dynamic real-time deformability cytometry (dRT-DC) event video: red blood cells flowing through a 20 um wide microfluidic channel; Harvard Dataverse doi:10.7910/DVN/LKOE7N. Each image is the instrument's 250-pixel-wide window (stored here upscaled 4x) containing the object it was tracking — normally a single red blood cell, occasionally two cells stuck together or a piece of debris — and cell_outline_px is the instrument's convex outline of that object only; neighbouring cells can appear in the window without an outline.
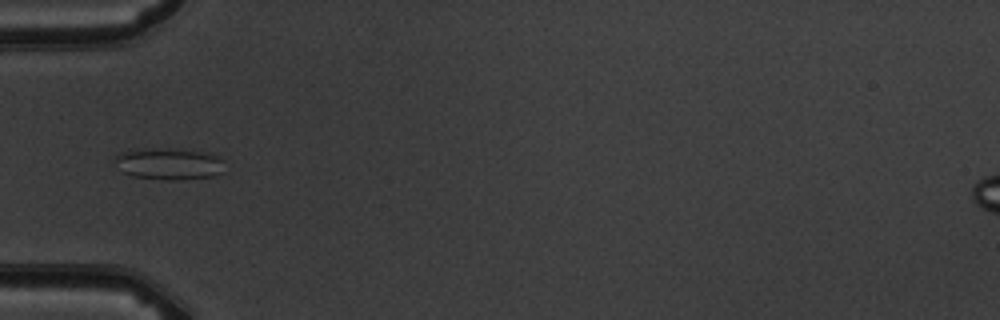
{"species": "common noctule bat (a hibernating species)", "species_latin": "Nyctalus noctula", "temperature_condition": "warm", "stored_images_in_passage": 6, "camera_frame_rate_fps": 3000, "um_per_image_px": 0.085, "animal": {"sex": "male", "body_mass_g": 19.5, "forearm_length_mm": 54.6}, "frame": {"image": 1, "passage_image": 5, "time_ms": 4.667, "image_size_px": [1000, 320], "cell_outline_px": [[224, 172], [212, 176], [184, 180], [164, 180], [132, 176], [124, 172], [112, 160], [112, 156], [124, 152], [144, 148], [152, 148], [212, 152], [224, 160]], "centroid_in_image_um": [14.4, 13.93], "position_along_channel_um": 70.6, "area_um2": 20.58}}
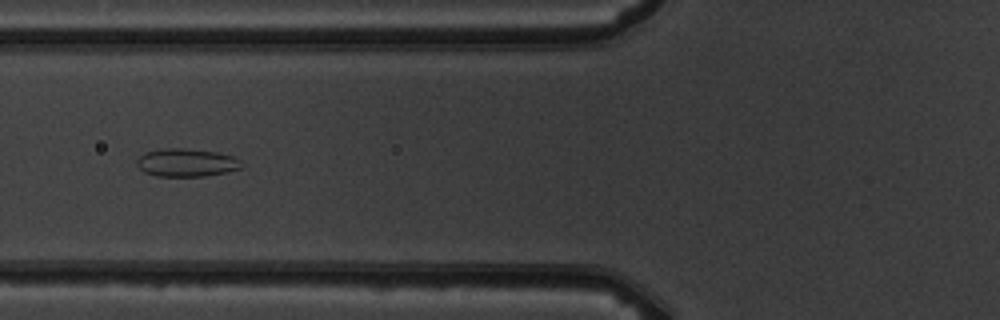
{"frame": {"image": 2, "passage_image": 6, "time_ms": 5.667, "image_size_px": [1000, 320], "cell_outline_px": [[244, 168], [228, 172], [204, 176], [156, 176], [144, 172], [136, 164], [136, 160], [144, 152], [164, 148], [180, 148], [216, 152], [232, 156], [240, 160], [244, 164]], "centroid_in_image_um": [15.87, 13.83], "position_along_channel_um": 109.9, "area_um2": 17.22}}